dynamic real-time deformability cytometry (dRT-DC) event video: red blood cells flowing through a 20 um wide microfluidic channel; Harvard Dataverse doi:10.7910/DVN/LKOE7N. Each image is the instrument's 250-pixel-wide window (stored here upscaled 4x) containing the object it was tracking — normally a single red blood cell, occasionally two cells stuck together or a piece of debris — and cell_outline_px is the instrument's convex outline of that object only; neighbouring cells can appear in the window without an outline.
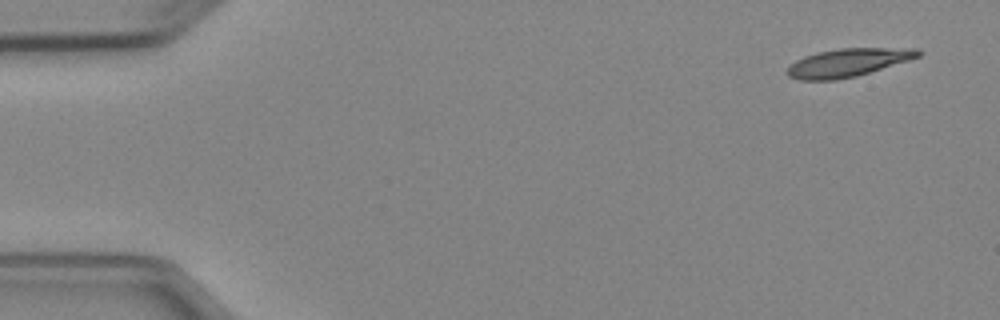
{"species": "Egyptian fruit bat (a non-hibernating species)", "species_latin": "Rousettus aegyptiacus", "temperature_condition": "cold", "stored_images_in_passage": 6, "camera_frame_rate_fps": 3000, "um_per_image_px": 0.085, "animal": {"sex": "female"}, "frame": {"image": 1, "passage_image": 1, "time_ms": 0.0, "image_size_px": [1000, 320], "cell_outline_px": [[924, 52], [920, 56], [908, 60], [856, 76], [836, 80], [800, 80], [788, 76], [784, 72], [788, 64], [804, 56], [816, 52], [840, 48], [920, 48]], "centroid_in_image_um": [72.03, 5.31], "position_along_channel_um": 13.0, "area_um2": 21.68}}
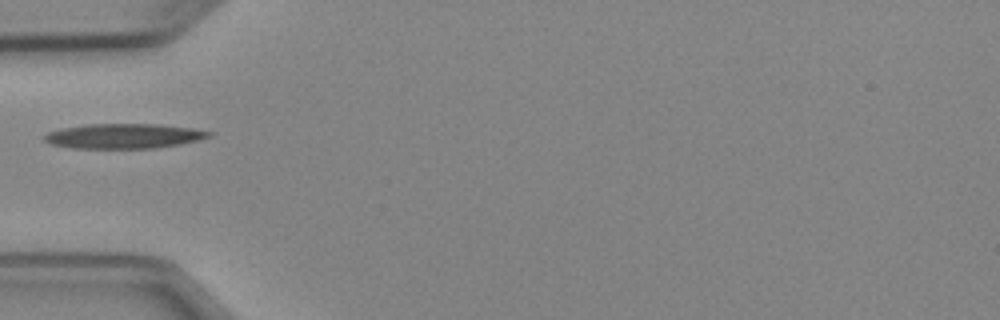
{"frame": {"image": 2, "passage_image": 5, "time_ms": 4.667, "image_size_px": [1000, 320], "cell_outline_px": [[212, 136], [180, 144], [156, 148], [72, 148], [52, 144], [44, 140], [44, 136], [48, 132], [60, 128], [88, 124], [160, 124], [192, 128], [212, 132]], "centroid_in_image_um": [10.52, 11.56], "position_along_channel_um": 74.5, "area_um2": 23.76}}
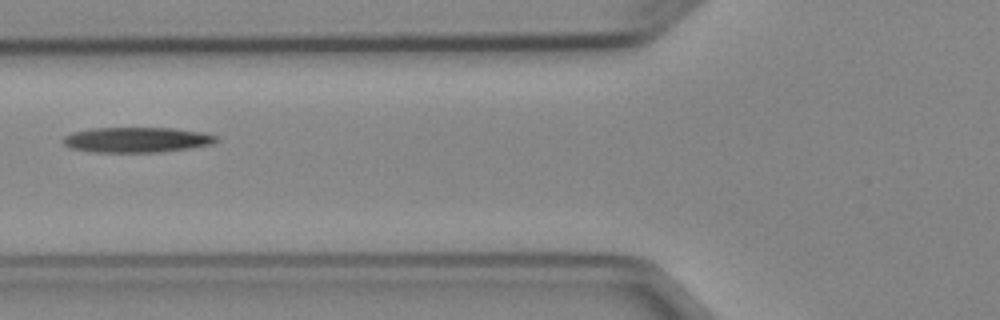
{"frame": {"image": 3, "passage_image": 6, "time_ms": 5.667, "image_size_px": [1000, 320], "cell_outline_px": [[220, 140], [212, 144], [188, 148], [160, 152], [96, 152], [72, 148], [64, 144], [64, 136], [72, 132], [88, 128], [172, 128], [200, 132], [216, 136]], "centroid_in_image_um": [11.62, 11.88], "position_along_channel_um": 114.2, "area_um2": 22.37}}